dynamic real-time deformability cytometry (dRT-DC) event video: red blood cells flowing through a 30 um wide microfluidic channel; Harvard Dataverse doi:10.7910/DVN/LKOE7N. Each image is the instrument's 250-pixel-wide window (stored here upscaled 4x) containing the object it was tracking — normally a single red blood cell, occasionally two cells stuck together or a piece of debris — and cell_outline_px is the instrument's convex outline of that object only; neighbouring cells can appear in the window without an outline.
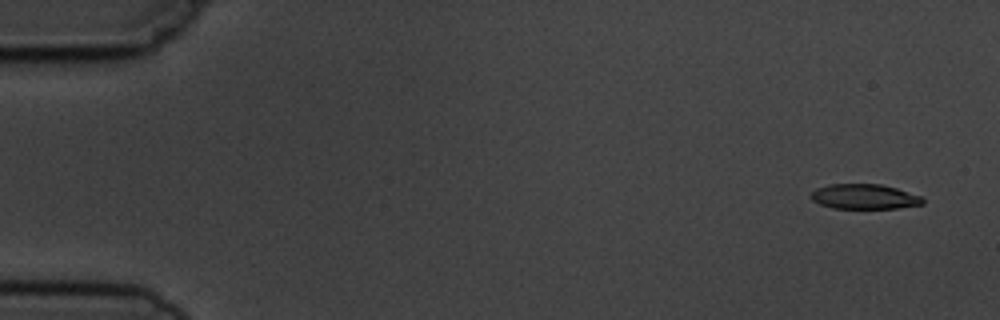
{"species": "common noctule bat (a hibernating species)", "species_latin": "Nyctalus noctula", "temperature_condition": "cold", "stored_images_in_passage": 5, "camera_frame_rate_fps": 3000, "um_per_image_px": 0.085, "animal": {"sex": "male", "body_mass_g": 19.5, "forearm_length_mm": 54.6}, "frame": {"image": 1, "passage_image": 1, "time_ms": 0.0, "image_size_px": [1000, 320], "cell_outline_px": [[924, 204], [896, 208], [832, 208], [820, 204], [812, 200], [808, 196], [816, 188], [828, 184], [880, 184], [896, 188], [920, 196], [924, 200]], "centroid_in_image_um": [73.43, 16.71], "position_along_channel_um": 11.6, "area_um2": 16.24}}
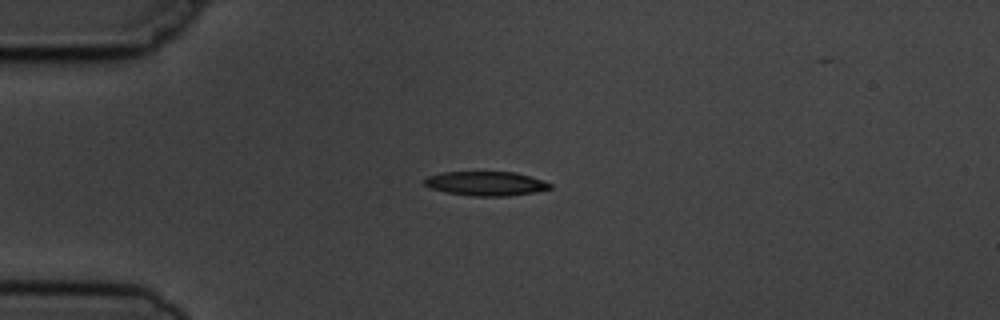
{"frame": {"image": 2, "passage_image": 4, "time_ms": 3.667, "image_size_px": [1000, 320], "cell_outline_px": [[552, 188], [536, 192], [508, 196], [472, 196], [444, 192], [428, 188], [420, 180], [428, 176], [440, 172], [516, 172], [532, 176], [544, 180], [552, 184]], "centroid_in_image_um": [41.28, 15.6], "position_along_channel_um": 43.7, "area_um2": 18.15}}